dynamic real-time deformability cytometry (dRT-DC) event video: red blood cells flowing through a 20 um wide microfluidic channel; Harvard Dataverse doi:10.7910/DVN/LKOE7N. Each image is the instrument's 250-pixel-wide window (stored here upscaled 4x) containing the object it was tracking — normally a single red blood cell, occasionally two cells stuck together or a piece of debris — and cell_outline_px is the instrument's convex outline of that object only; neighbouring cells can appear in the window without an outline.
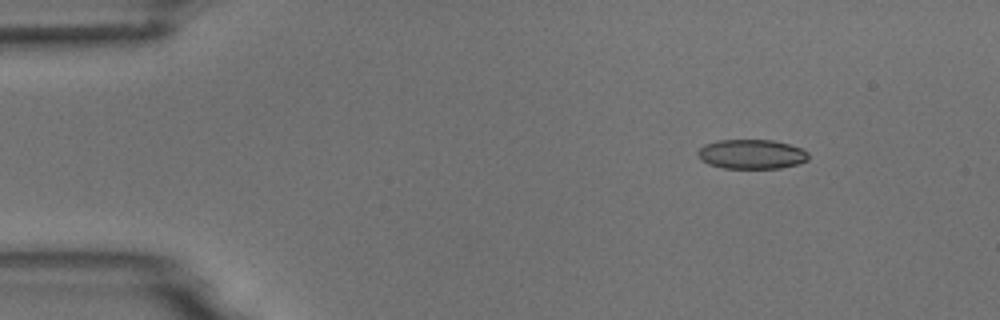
{"species": "common noctule bat (a hibernating species)", "species_latin": "Nyctalus noctula", "temperature_condition": "room temperature", "stored_images_in_passage": 6, "camera_frame_rate_fps": 3000, "um_per_image_px": 0.085, "animal": {"sex": "male", "body_mass_g": 18.8}, "frame": {"image": 1, "passage_image": 2, "time_ms": 1.0, "image_size_px": [1000, 320], "cell_outline_px": [[808, 160], [796, 164], [780, 168], [724, 168], [708, 164], [700, 160], [696, 152], [704, 144], [716, 140], [772, 140], [788, 144], [800, 148], [808, 152]], "centroid_in_image_um": [63.84, 13.1], "position_along_channel_um": 21.2, "area_um2": 19.02}}
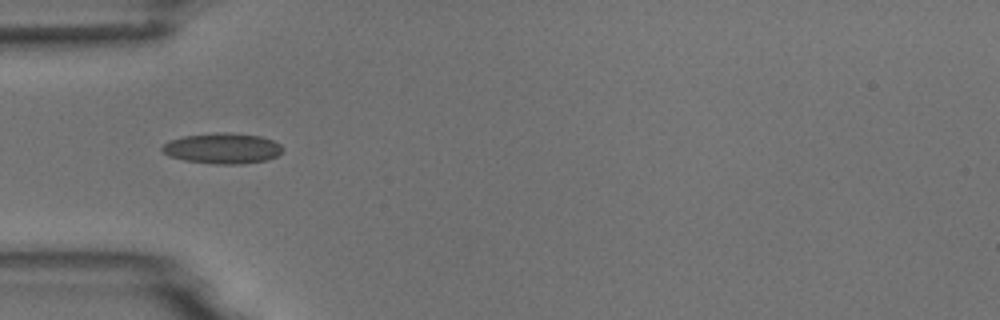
{"frame": {"image": 2, "passage_image": 5, "time_ms": 4.333, "image_size_px": [1000, 320], "cell_outline_px": [[284, 148], [276, 156], [268, 160], [240, 164], [216, 164], [184, 160], [168, 156], [160, 148], [168, 140], [184, 136], [216, 132], [228, 132], [260, 136], [272, 140], [280, 144]], "centroid_in_image_um": [18.9, 12.6], "position_along_channel_um": 66.1, "area_um2": 21.56}}